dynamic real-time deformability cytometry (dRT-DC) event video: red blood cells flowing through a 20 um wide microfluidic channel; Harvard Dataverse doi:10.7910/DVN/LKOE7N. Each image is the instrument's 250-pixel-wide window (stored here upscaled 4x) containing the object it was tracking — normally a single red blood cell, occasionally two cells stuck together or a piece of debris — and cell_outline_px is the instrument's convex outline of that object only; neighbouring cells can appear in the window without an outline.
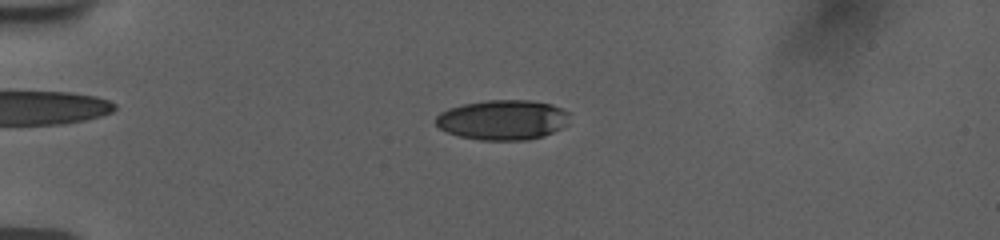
{"species": "human", "species_latin": "Homo sapiens", "temperature_condition": "room temperature", "stored_images_in_passage": 50, "camera_frame_rate_fps": 3000, "um_per_image_px": 0.085, "donor": {"sex": "female"}, "frame": {"image": 1, "passage_image": 9, "time_ms": 2.667, "image_size_px": [1000, 240], "cell_outline_px": [[568, 124], [564, 128], [544, 136], [528, 140], [480, 140], [460, 136], [448, 132], [440, 128], [436, 124], [436, 116], [440, 112], [448, 108], [460, 104], [488, 100], [528, 100], [552, 104], [564, 108], [568, 112]], "centroid_in_image_um": [42.76, 10.18], "position_along_channel_um": 42.2, "area_um2": 31.5}}
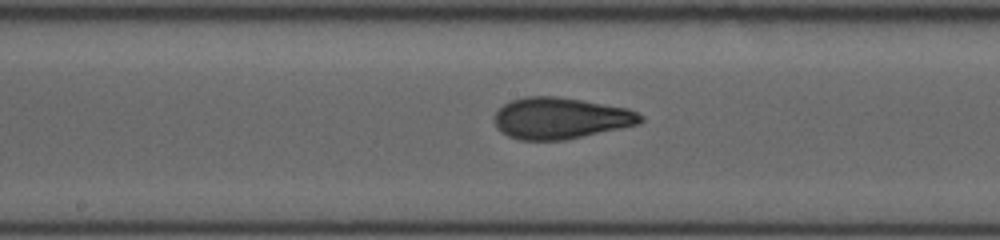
{"frame": {"image": 2, "passage_image": 25, "time_ms": 8.0, "image_size_px": [1000, 240], "cell_outline_px": [[644, 120], [640, 124], [584, 136], [564, 140], [520, 140], [508, 136], [500, 132], [496, 128], [492, 120], [496, 112], [504, 104], [512, 100], [524, 96], [556, 96], [628, 108], [644, 116]], "centroid_in_image_um": [47.62, 10.05], "position_along_channel_um": 200.6, "area_um2": 35.43}}
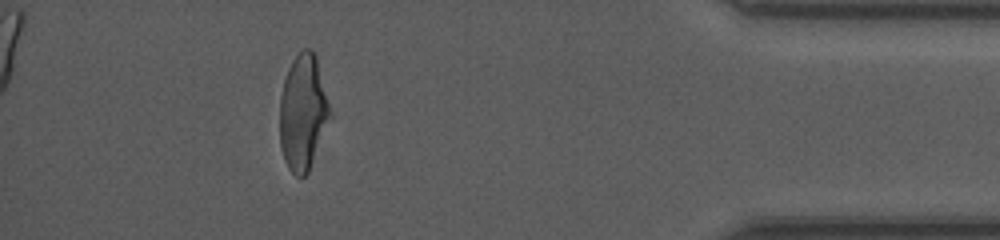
{"frame": {"image": 3, "passage_image": 45, "time_ms": 14.667, "image_size_px": [1000, 240], "cell_outline_px": [[332, 120], [308, 172], [304, 176], [296, 176], [288, 168], [284, 160], [280, 144], [280, 96], [284, 80], [288, 68], [292, 60], [304, 48], [312, 48], [316, 56], [332, 112]], "centroid_in_image_um": [25.78, 9.57], "position_along_channel_um": 409.4, "area_um2": 34.39}, "authors_computed_cell_mechanics": {"area_um2": 34.5066, "velocity_mm_per_s": 3.761, "shape_relaxation_time_tau1_ms": 5.9408, "shape_relaxation_time_tau2_ms": 1.1715, "deformation_change_tau1": 0.2024, "deformation_change_tau2": 0.0838}}